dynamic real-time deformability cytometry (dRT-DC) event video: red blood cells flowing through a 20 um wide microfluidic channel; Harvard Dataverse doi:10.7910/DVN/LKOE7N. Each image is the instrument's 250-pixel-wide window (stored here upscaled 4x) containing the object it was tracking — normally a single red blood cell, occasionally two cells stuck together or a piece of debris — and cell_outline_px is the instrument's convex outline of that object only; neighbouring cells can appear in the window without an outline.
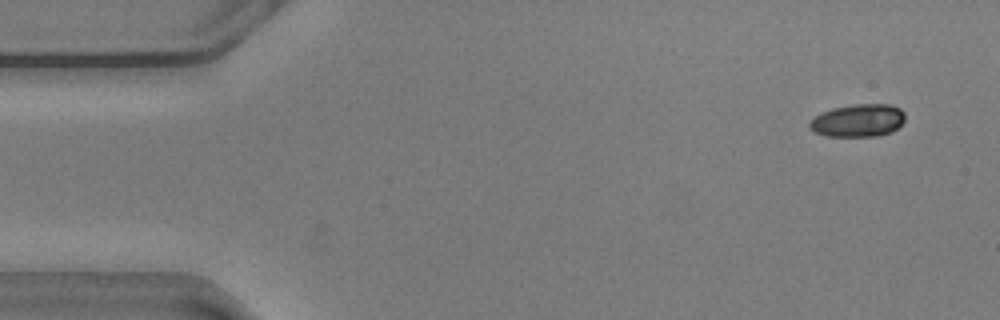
{"species": "common noctule bat (a hibernating species)", "species_latin": "Nyctalus noctula", "temperature_condition": "warm", "stored_images_in_passage": 53, "camera_frame_rate_fps": 3000, "um_per_image_px": 0.085, "animal": {"sex": "male", "body_mass_g": 20.5, "forearm_length_mm": 52.5}, "frame": {"image": 1, "passage_image": 1, "time_ms": 0.0, "image_size_px": [1000, 320], "cell_outline_px": [[904, 120], [892, 132], [880, 136], [828, 136], [816, 132], [808, 128], [808, 124], [820, 112], [832, 108], [856, 104], [892, 104], [900, 108], [904, 112]], "centroid_in_image_um": [72.94, 10.24], "position_along_channel_um": 12.1, "area_um2": 18.26}}
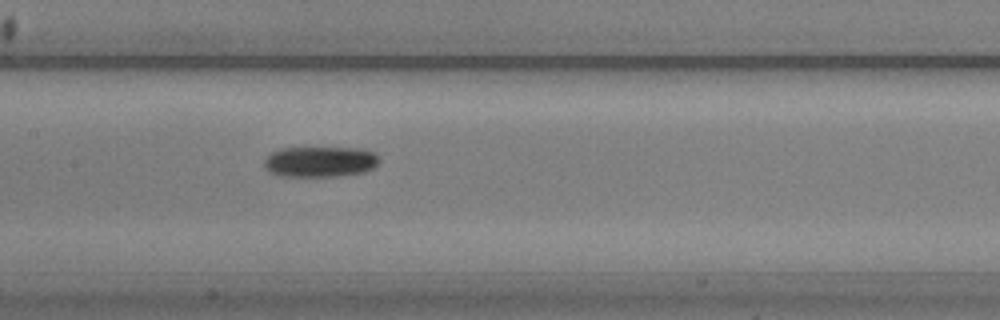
{"frame": {"image": 2, "passage_image": 24, "time_ms": 7.667, "image_size_px": [1000, 320], "cell_outline_px": [[380, 160], [376, 168], [364, 172], [336, 176], [280, 176], [268, 172], [264, 168], [264, 160], [272, 152], [280, 148], [360, 148], [376, 152]], "centroid_in_image_um": [27.23, 13.74], "position_along_channel_um": 180.2, "area_um2": 20.81}}
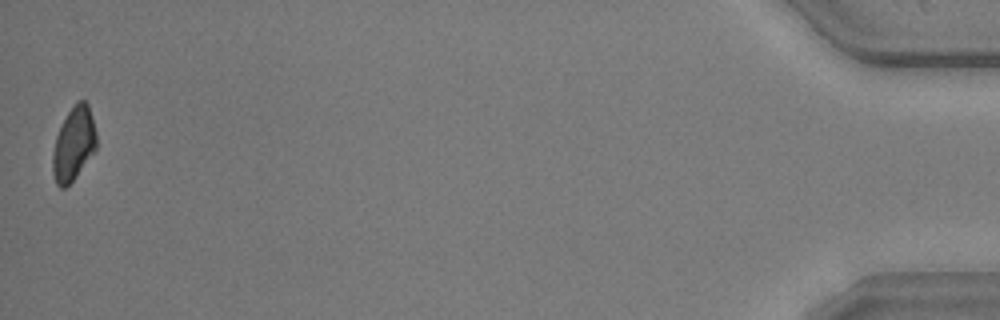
{"frame": {"image": 3, "passage_image": 53, "time_ms": 17.333, "image_size_px": [1000, 320], "cell_outline_px": [[96, 148], [76, 176], [64, 188], [60, 188], [56, 184], [52, 172], [52, 156], [56, 136], [68, 112], [76, 100], [84, 100], [88, 104], [92, 116], [96, 132]], "centroid_in_image_um": [6.25, 12.22], "position_along_channel_um": 428.9, "area_um2": 18.55}, "authors_computed_cell_mechanics": {"area_um2": 20.1144, "velocity_mm_per_s": 3.6008, "shape_relaxation_time_tau1_ms": 10.3899, "shape_relaxation_time_tau2_ms": null, "deformation_change_tau1": 0.2077, "deformation_change_tau2": null}}